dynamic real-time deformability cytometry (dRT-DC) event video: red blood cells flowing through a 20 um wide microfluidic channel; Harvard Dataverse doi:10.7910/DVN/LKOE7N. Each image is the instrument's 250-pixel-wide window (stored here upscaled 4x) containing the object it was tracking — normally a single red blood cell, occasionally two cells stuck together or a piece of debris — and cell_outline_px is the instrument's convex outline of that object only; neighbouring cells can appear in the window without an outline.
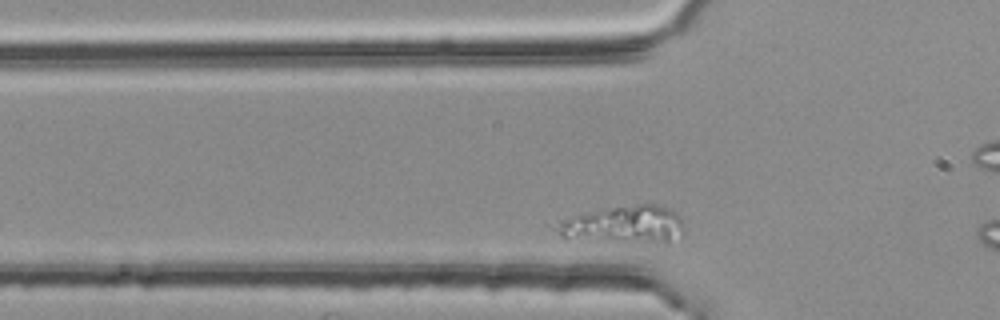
{"species": "common noctule bat (a hibernating species)", "species_latin": "Nyctalus noctula", "temperature_condition": "room temperature", "stored_images_in_passage": 33, "camera_frame_rate_fps": 3000, "um_per_image_px": 0.085, "animal": {"sex": "female", "body_mass_g": 25.1}, "frame": {"image": 1, "passage_image": 4, "time_ms": 1.0, "image_size_px": [1000, 320], "cell_outline_px": [[684, 232], [668, 244], [664, 244], [608, 240], [564, 236], [556, 232], [548, 224], [560, 220], [592, 212], [612, 208], [636, 204], [656, 204], [668, 208], [680, 216], [684, 228]], "centroid_in_image_um": [53.11, 19.1], "position_along_channel_um": 72.7, "area_um2": 27.46}}
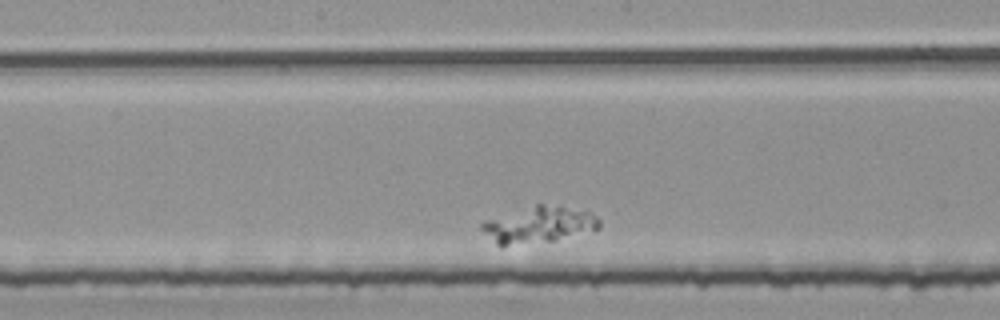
{"frame": {"image": 2, "passage_image": 16, "time_ms": 5.0, "image_size_px": [1000, 320], "cell_outline_px": [[600, 228], [552, 240], [508, 244], [496, 244], [480, 228], [480, 224], [484, 220], [536, 204], [544, 204], [588, 212], [596, 216], [600, 220]], "centroid_in_image_um": [45.76, 19.08], "position_along_channel_um": 202.4, "area_um2": 23.87}}
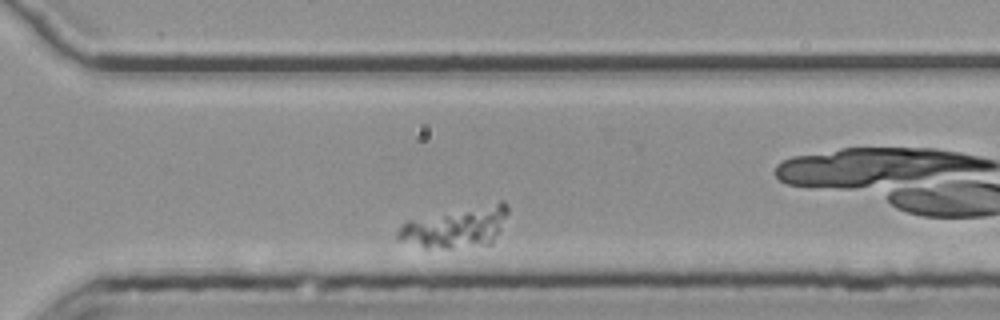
{"frame": {"image": 3, "passage_image": 28, "time_ms": 9.0, "image_size_px": [1000, 320], "cell_outline_px": [[508, 212], [492, 244], [448, 248], [424, 248], [400, 240], [396, 236], [396, 232], [408, 220], [500, 200], [504, 200], [508, 204]], "centroid_in_image_um": [38.79, 19.3], "position_along_channel_um": 331.8, "area_um2": 25.95}}